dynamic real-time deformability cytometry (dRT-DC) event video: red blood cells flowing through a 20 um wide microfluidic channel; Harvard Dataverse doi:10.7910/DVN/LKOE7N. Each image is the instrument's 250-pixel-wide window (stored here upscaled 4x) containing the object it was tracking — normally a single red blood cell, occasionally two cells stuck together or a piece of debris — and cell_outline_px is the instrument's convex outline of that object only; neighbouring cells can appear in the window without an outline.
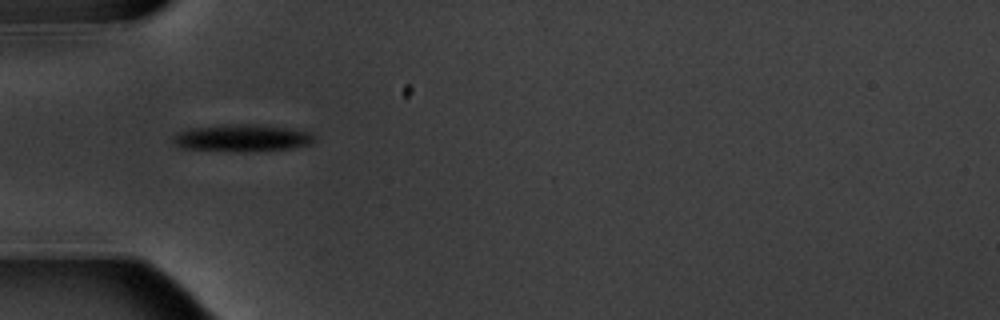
{"species": "common noctule bat (a hibernating species)", "species_latin": "Nyctalus noctula", "temperature_condition": "warm", "stored_images_in_passage": 7, "camera_frame_rate_fps": 3000, "um_per_image_px": 0.085, "animal": {"sex": "male", "body_mass_g": 20.1, "forearm_length_mm": 53.5}, "frame": {"image": 1, "passage_image": 1, "time_ms": 0.0, "image_size_px": [1000, 320], "cell_outline_px": [[316, 140], [312, 144], [292, 148], [244, 152], [236, 152], [180, 148], [172, 140], [172, 136], [180, 132], [192, 128], [224, 124], [256, 124], [312, 132], [316, 136]], "centroid_in_image_um": [20.6, 11.74], "position_along_channel_um": 64.4, "area_um2": 22.54}}
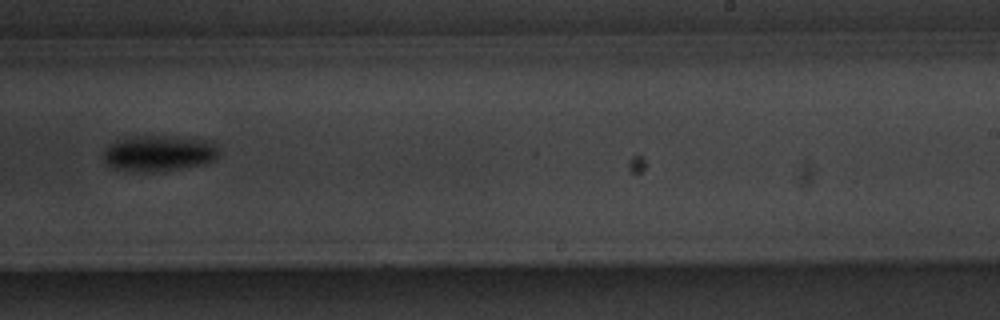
{"frame": {"image": 2, "passage_image": 6, "time_ms": 6.0, "image_size_px": [1000, 320], "cell_outline_px": [[220, 156], [216, 160], [204, 164], [156, 172], [140, 172], [112, 168], [104, 160], [104, 152], [108, 144], [120, 140], [136, 136], [164, 136], [204, 140], [216, 144], [220, 152]], "centroid_in_image_um": [13.53, 13.04], "position_along_channel_um": 275.5, "area_um2": 24.1}}